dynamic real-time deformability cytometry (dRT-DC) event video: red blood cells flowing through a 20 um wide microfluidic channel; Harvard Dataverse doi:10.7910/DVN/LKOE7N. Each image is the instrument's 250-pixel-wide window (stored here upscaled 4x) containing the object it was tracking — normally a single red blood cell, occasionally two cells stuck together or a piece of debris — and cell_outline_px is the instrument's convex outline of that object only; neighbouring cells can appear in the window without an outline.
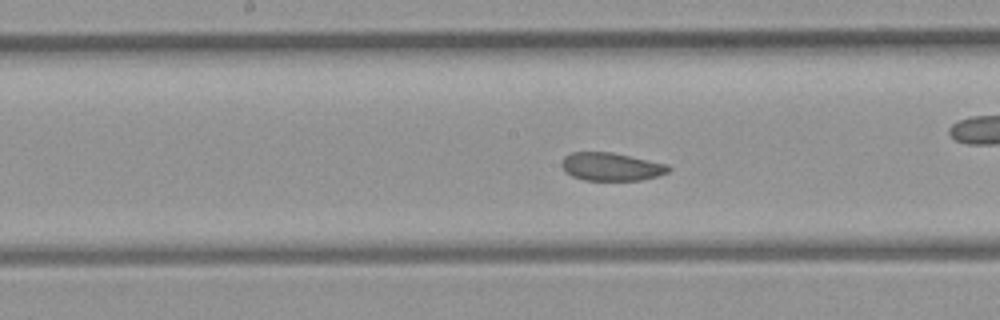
{"species": "common noctule bat (a hibernating species)", "species_latin": "Nyctalus noctula", "temperature_condition": "room temperature", "stored_images_in_passage": 37, "camera_frame_rate_fps": 3000, "um_per_image_px": 0.085, "animal": {"sex": "female", "body_mass_g": 21.9}, "frame": {"image": 1, "passage_image": 16, "time_ms": 5.0, "image_size_px": [1000, 320], "cell_outline_px": [[672, 168], [668, 172], [656, 176], [640, 180], [584, 180], [572, 176], [564, 172], [560, 164], [564, 156], [572, 152], [612, 152], [668, 164]], "centroid_in_image_um": [51.92, 14.16], "position_along_channel_um": 196.3, "area_um2": 17.57}}
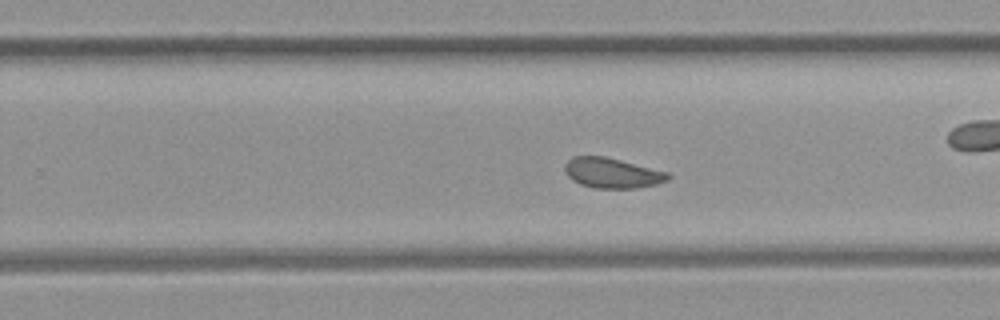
{"frame": {"image": 2, "passage_image": 22, "time_ms": 7.0, "image_size_px": [1000, 320], "cell_outline_px": [[672, 176], [668, 180], [656, 184], [636, 188], [592, 188], [580, 184], [572, 180], [564, 172], [564, 164], [572, 156], [604, 156], [668, 172]], "centroid_in_image_um": [52.0, 14.71], "position_along_channel_um": 277.8, "area_um2": 18.21}}